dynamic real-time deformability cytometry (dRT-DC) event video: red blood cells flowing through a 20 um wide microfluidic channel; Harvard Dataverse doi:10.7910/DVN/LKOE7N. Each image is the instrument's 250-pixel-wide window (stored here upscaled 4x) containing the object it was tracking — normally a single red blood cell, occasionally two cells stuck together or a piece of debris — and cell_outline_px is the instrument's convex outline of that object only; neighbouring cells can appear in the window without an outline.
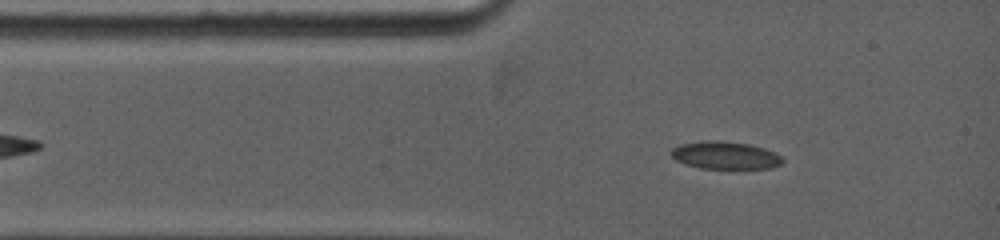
{"species": "common noctule bat (a hibernating species)", "species_latin": "Nyctalus noctula", "temperature_condition": "warm", "stored_images_in_passage": 30, "segment_of_instrument_passage": [1, 2], "camera_frame_rate_fps": 5000, "um_per_image_px": 0.085, "animal": {"sex": "female", "body_mass_g": 19.0, "forearm_length_mm": 53.3}, "frame": {"image": 1, "passage_image": 4, "time_ms": 1.4, "image_size_px": [1000, 240], "cell_outline_px": [[784, 160], [780, 164], [772, 168], [700, 168], [676, 160], [668, 152], [672, 148], [680, 144], [708, 140], [720, 140], [748, 144], [764, 148], [776, 152]], "centroid_in_image_um": [61.64, 13.19], "position_along_channel_um": 23.4, "area_um2": 17.86}}
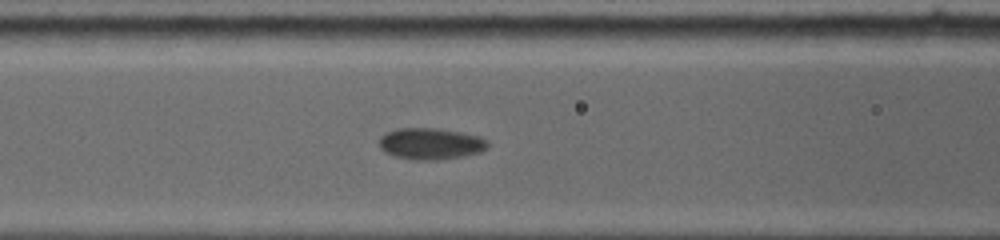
{"frame": {"image": 2, "passage_image": 11, "time_ms": 4.6, "image_size_px": [1000, 240], "cell_outline_px": [[488, 148], [480, 152], [464, 156], [440, 160], [416, 160], [396, 156], [384, 152], [380, 148], [380, 136], [384, 132], [396, 128], [436, 128], [460, 132], [480, 136], [488, 140]], "centroid_in_image_um": [36.61, 12.21], "position_along_channel_um": 130.0, "area_um2": 20.11}}
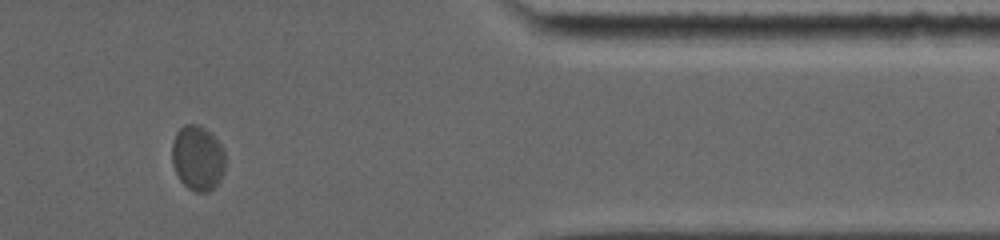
{"frame": {"image": 3, "passage_image": 22, "time_ms": 12.4, "image_size_px": [1000, 240], "cell_outline_px": [[224, 172], [220, 180], [208, 192], [196, 192], [188, 188], [180, 180], [172, 164], [172, 140], [176, 132], [184, 124], [200, 124], [220, 144], [224, 152]], "centroid_in_image_um": [16.78, 13.43], "position_along_channel_um": 394.6, "area_um2": 20.11}}